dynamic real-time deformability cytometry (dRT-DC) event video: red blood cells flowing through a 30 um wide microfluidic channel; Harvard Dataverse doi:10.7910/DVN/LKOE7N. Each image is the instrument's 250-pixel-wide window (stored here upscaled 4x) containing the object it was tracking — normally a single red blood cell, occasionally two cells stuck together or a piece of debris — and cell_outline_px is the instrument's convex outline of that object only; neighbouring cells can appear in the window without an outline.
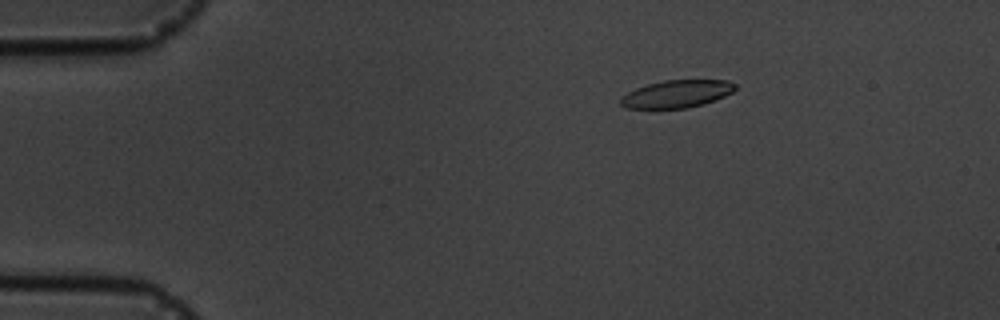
{"species": "common noctule bat (a hibernating species)", "species_latin": "Nyctalus noctula", "temperature_condition": "cold", "stored_images_in_passage": 3, "camera_frame_rate_fps": 3000, "um_per_image_px": 0.085, "animal": {"sex": "male", "body_mass_g": 19.5, "forearm_length_mm": 54.6}, "frame": {"image": 1, "passage_image": 2, "time_ms": 2.0, "image_size_px": [1000, 320], "cell_outline_px": [[736, 88], [732, 92], [716, 100], [704, 104], [688, 108], [624, 108], [620, 104], [620, 100], [628, 92], [636, 88], [648, 84], [664, 80], [728, 80], [736, 84]], "centroid_in_image_um": [57.55, 7.98], "position_along_channel_um": 27.5, "area_um2": 18.38}}